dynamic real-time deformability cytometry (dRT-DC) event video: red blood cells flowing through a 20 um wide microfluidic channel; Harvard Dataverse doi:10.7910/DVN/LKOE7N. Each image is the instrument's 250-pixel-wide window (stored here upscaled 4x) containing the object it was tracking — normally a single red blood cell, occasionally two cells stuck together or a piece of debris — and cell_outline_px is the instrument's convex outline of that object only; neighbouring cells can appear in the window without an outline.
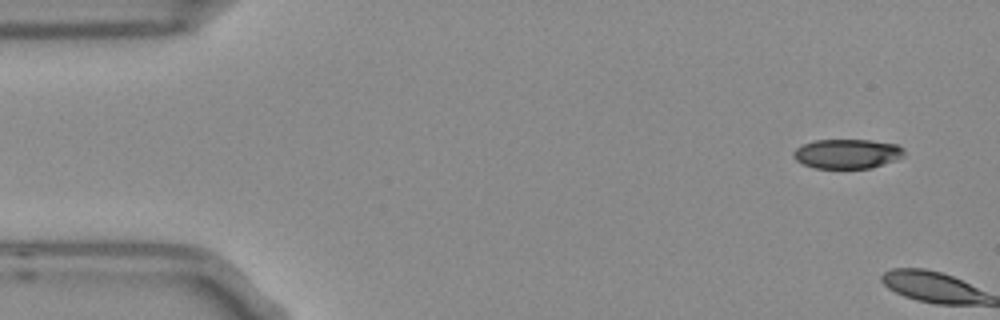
{"species": "Egyptian fruit bat (a non-hibernating species)", "species_latin": "Rousettus aegyptiacus", "temperature_condition": "room temperature", "stored_images_in_passage": 5, "segment_of_instrument_passage": [2, 2], "camera_frame_rate_fps": 3000, "um_per_image_px": 0.085, "frame": {"image": 1, "passage_image": 5, "time_ms": 1.333, "image_size_px": [1000, 320], "cell_outline_px": [[904, 156], [896, 160], [872, 168], [816, 168], [804, 164], [796, 160], [792, 156], [792, 152], [796, 148], [804, 144], [816, 140], [872, 140], [896, 144], [904, 148]], "centroid_in_image_um": [72.03, 13.07], "position_along_channel_um": 13.0, "area_um2": 19.07}}